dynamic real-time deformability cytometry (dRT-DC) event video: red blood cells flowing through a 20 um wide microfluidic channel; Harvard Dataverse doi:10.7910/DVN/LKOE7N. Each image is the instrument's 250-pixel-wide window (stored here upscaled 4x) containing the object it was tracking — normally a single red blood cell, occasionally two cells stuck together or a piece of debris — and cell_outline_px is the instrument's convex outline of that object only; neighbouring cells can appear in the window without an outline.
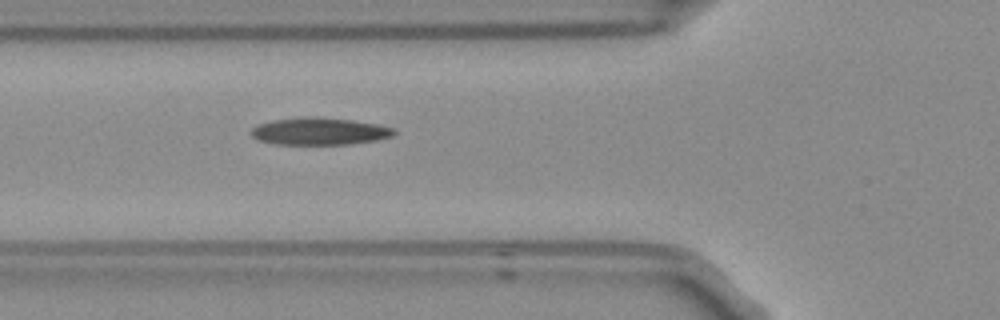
{"species": "Egyptian fruit bat (a non-hibernating species)", "species_latin": "Rousettus aegyptiacus", "temperature_condition": "room temperature", "stored_images_in_passage": 3, "camera_frame_rate_fps": 3000, "um_per_image_px": 0.085, "frame": {"image": 1, "passage_image": 3, "time_ms": 0.667, "image_size_px": [1000, 320], "cell_outline_px": [[396, 132], [392, 136], [376, 140], [348, 144], [276, 144], [256, 140], [248, 132], [256, 124], [272, 120], [304, 116], [316, 116], [352, 120], [376, 124], [396, 128]], "centroid_in_image_um": [27.1, 11.15], "position_along_channel_um": 98.7, "area_um2": 22.95}}